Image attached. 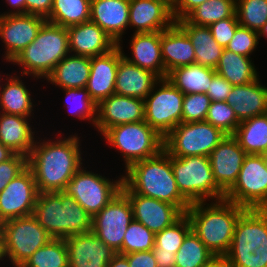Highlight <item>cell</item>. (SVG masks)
<instances>
[{
	"mask_svg": "<svg viewBox=\"0 0 267 267\" xmlns=\"http://www.w3.org/2000/svg\"><path fill=\"white\" fill-rule=\"evenodd\" d=\"M240 24L238 23L236 13L226 19L214 22L209 26L214 40L224 49L229 44L230 40L233 38L236 28Z\"/></svg>",
	"mask_w": 267,
	"mask_h": 267,
	"instance_id": "cell-48",
	"label": "cell"
},
{
	"mask_svg": "<svg viewBox=\"0 0 267 267\" xmlns=\"http://www.w3.org/2000/svg\"><path fill=\"white\" fill-rule=\"evenodd\" d=\"M238 23L259 32L267 22V0H236Z\"/></svg>",
	"mask_w": 267,
	"mask_h": 267,
	"instance_id": "cell-41",
	"label": "cell"
},
{
	"mask_svg": "<svg viewBox=\"0 0 267 267\" xmlns=\"http://www.w3.org/2000/svg\"><path fill=\"white\" fill-rule=\"evenodd\" d=\"M81 167L67 183L63 192L72 196L93 217L100 212L120 191L123 175L116 180Z\"/></svg>",
	"mask_w": 267,
	"mask_h": 267,
	"instance_id": "cell-12",
	"label": "cell"
},
{
	"mask_svg": "<svg viewBox=\"0 0 267 267\" xmlns=\"http://www.w3.org/2000/svg\"><path fill=\"white\" fill-rule=\"evenodd\" d=\"M68 54L67 27L45 22L36 38L12 61L22 67L21 76H33L45 80L55 66Z\"/></svg>",
	"mask_w": 267,
	"mask_h": 267,
	"instance_id": "cell-5",
	"label": "cell"
},
{
	"mask_svg": "<svg viewBox=\"0 0 267 267\" xmlns=\"http://www.w3.org/2000/svg\"><path fill=\"white\" fill-rule=\"evenodd\" d=\"M156 259L157 267H175L176 253L175 252H153Z\"/></svg>",
	"mask_w": 267,
	"mask_h": 267,
	"instance_id": "cell-53",
	"label": "cell"
},
{
	"mask_svg": "<svg viewBox=\"0 0 267 267\" xmlns=\"http://www.w3.org/2000/svg\"><path fill=\"white\" fill-rule=\"evenodd\" d=\"M264 160H265V163H266V166H267V153L264 154Z\"/></svg>",
	"mask_w": 267,
	"mask_h": 267,
	"instance_id": "cell-60",
	"label": "cell"
},
{
	"mask_svg": "<svg viewBox=\"0 0 267 267\" xmlns=\"http://www.w3.org/2000/svg\"><path fill=\"white\" fill-rule=\"evenodd\" d=\"M21 267H69L65 239L52 238L38 248Z\"/></svg>",
	"mask_w": 267,
	"mask_h": 267,
	"instance_id": "cell-38",
	"label": "cell"
},
{
	"mask_svg": "<svg viewBox=\"0 0 267 267\" xmlns=\"http://www.w3.org/2000/svg\"><path fill=\"white\" fill-rule=\"evenodd\" d=\"M6 2L13 9L9 10L10 12L0 14V16L25 14V0H6Z\"/></svg>",
	"mask_w": 267,
	"mask_h": 267,
	"instance_id": "cell-54",
	"label": "cell"
},
{
	"mask_svg": "<svg viewBox=\"0 0 267 267\" xmlns=\"http://www.w3.org/2000/svg\"><path fill=\"white\" fill-rule=\"evenodd\" d=\"M47 20L32 14L0 16V39L4 43V59L12 62L36 38Z\"/></svg>",
	"mask_w": 267,
	"mask_h": 267,
	"instance_id": "cell-16",
	"label": "cell"
},
{
	"mask_svg": "<svg viewBox=\"0 0 267 267\" xmlns=\"http://www.w3.org/2000/svg\"><path fill=\"white\" fill-rule=\"evenodd\" d=\"M129 262V267H157L152 250L124 254Z\"/></svg>",
	"mask_w": 267,
	"mask_h": 267,
	"instance_id": "cell-51",
	"label": "cell"
},
{
	"mask_svg": "<svg viewBox=\"0 0 267 267\" xmlns=\"http://www.w3.org/2000/svg\"><path fill=\"white\" fill-rule=\"evenodd\" d=\"M205 121L221 129L227 135H233L240 124L232 106L226 101H212Z\"/></svg>",
	"mask_w": 267,
	"mask_h": 267,
	"instance_id": "cell-44",
	"label": "cell"
},
{
	"mask_svg": "<svg viewBox=\"0 0 267 267\" xmlns=\"http://www.w3.org/2000/svg\"><path fill=\"white\" fill-rule=\"evenodd\" d=\"M134 220L128 196L121 190L100 212L92 217V232L118 252L124 235Z\"/></svg>",
	"mask_w": 267,
	"mask_h": 267,
	"instance_id": "cell-14",
	"label": "cell"
},
{
	"mask_svg": "<svg viewBox=\"0 0 267 267\" xmlns=\"http://www.w3.org/2000/svg\"><path fill=\"white\" fill-rule=\"evenodd\" d=\"M204 267H234L226 255L213 256Z\"/></svg>",
	"mask_w": 267,
	"mask_h": 267,
	"instance_id": "cell-55",
	"label": "cell"
},
{
	"mask_svg": "<svg viewBox=\"0 0 267 267\" xmlns=\"http://www.w3.org/2000/svg\"><path fill=\"white\" fill-rule=\"evenodd\" d=\"M259 39L257 31L239 25L226 49L236 54L250 57L253 51L257 48Z\"/></svg>",
	"mask_w": 267,
	"mask_h": 267,
	"instance_id": "cell-46",
	"label": "cell"
},
{
	"mask_svg": "<svg viewBox=\"0 0 267 267\" xmlns=\"http://www.w3.org/2000/svg\"><path fill=\"white\" fill-rule=\"evenodd\" d=\"M52 237L33 216L13 218L1 223L2 257L13 267H21L38 249Z\"/></svg>",
	"mask_w": 267,
	"mask_h": 267,
	"instance_id": "cell-9",
	"label": "cell"
},
{
	"mask_svg": "<svg viewBox=\"0 0 267 267\" xmlns=\"http://www.w3.org/2000/svg\"><path fill=\"white\" fill-rule=\"evenodd\" d=\"M122 57L119 45L105 54L90 57V75L85 89L96 104L115 93L117 68Z\"/></svg>",
	"mask_w": 267,
	"mask_h": 267,
	"instance_id": "cell-22",
	"label": "cell"
},
{
	"mask_svg": "<svg viewBox=\"0 0 267 267\" xmlns=\"http://www.w3.org/2000/svg\"><path fill=\"white\" fill-rule=\"evenodd\" d=\"M33 216L54 239H65L92 230V217L63 191L39 193Z\"/></svg>",
	"mask_w": 267,
	"mask_h": 267,
	"instance_id": "cell-4",
	"label": "cell"
},
{
	"mask_svg": "<svg viewBox=\"0 0 267 267\" xmlns=\"http://www.w3.org/2000/svg\"><path fill=\"white\" fill-rule=\"evenodd\" d=\"M107 267H129V262L124 254L116 253Z\"/></svg>",
	"mask_w": 267,
	"mask_h": 267,
	"instance_id": "cell-56",
	"label": "cell"
},
{
	"mask_svg": "<svg viewBox=\"0 0 267 267\" xmlns=\"http://www.w3.org/2000/svg\"><path fill=\"white\" fill-rule=\"evenodd\" d=\"M161 56L165 66V78L173 69L195 63L193 45L176 23L161 31Z\"/></svg>",
	"mask_w": 267,
	"mask_h": 267,
	"instance_id": "cell-27",
	"label": "cell"
},
{
	"mask_svg": "<svg viewBox=\"0 0 267 267\" xmlns=\"http://www.w3.org/2000/svg\"><path fill=\"white\" fill-rule=\"evenodd\" d=\"M246 155L233 135H226L210 153L214 179L225 193L236 182Z\"/></svg>",
	"mask_w": 267,
	"mask_h": 267,
	"instance_id": "cell-19",
	"label": "cell"
},
{
	"mask_svg": "<svg viewBox=\"0 0 267 267\" xmlns=\"http://www.w3.org/2000/svg\"><path fill=\"white\" fill-rule=\"evenodd\" d=\"M91 0H53L47 22L69 27L90 21Z\"/></svg>",
	"mask_w": 267,
	"mask_h": 267,
	"instance_id": "cell-36",
	"label": "cell"
},
{
	"mask_svg": "<svg viewBox=\"0 0 267 267\" xmlns=\"http://www.w3.org/2000/svg\"><path fill=\"white\" fill-rule=\"evenodd\" d=\"M232 87L233 85H231L228 80L216 73L212 77L211 84L206 94L211 101H226Z\"/></svg>",
	"mask_w": 267,
	"mask_h": 267,
	"instance_id": "cell-49",
	"label": "cell"
},
{
	"mask_svg": "<svg viewBox=\"0 0 267 267\" xmlns=\"http://www.w3.org/2000/svg\"><path fill=\"white\" fill-rule=\"evenodd\" d=\"M28 167V157L15 153L7 161L0 163V193L7 186L8 182L16 178Z\"/></svg>",
	"mask_w": 267,
	"mask_h": 267,
	"instance_id": "cell-47",
	"label": "cell"
},
{
	"mask_svg": "<svg viewBox=\"0 0 267 267\" xmlns=\"http://www.w3.org/2000/svg\"><path fill=\"white\" fill-rule=\"evenodd\" d=\"M15 153L0 142V163L10 159Z\"/></svg>",
	"mask_w": 267,
	"mask_h": 267,
	"instance_id": "cell-57",
	"label": "cell"
},
{
	"mask_svg": "<svg viewBox=\"0 0 267 267\" xmlns=\"http://www.w3.org/2000/svg\"><path fill=\"white\" fill-rule=\"evenodd\" d=\"M225 200L246 209H267V166L264 155L247 154Z\"/></svg>",
	"mask_w": 267,
	"mask_h": 267,
	"instance_id": "cell-13",
	"label": "cell"
},
{
	"mask_svg": "<svg viewBox=\"0 0 267 267\" xmlns=\"http://www.w3.org/2000/svg\"><path fill=\"white\" fill-rule=\"evenodd\" d=\"M213 256L199 237L190 231L176 253L175 267H204Z\"/></svg>",
	"mask_w": 267,
	"mask_h": 267,
	"instance_id": "cell-39",
	"label": "cell"
},
{
	"mask_svg": "<svg viewBox=\"0 0 267 267\" xmlns=\"http://www.w3.org/2000/svg\"><path fill=\"white\" fill-rule=\"evenodd\" d=\"M226 102L240 122L267 113V87L257 80L232 87Z\"/></svg>",
	"mask_w": 267,
	"mask_h": 267,
	"instance_id": "cell-26",
	"label": "cell"
},
{
	"mask_svg": "<svg viewBox=\"0 0 267 267\" xmlns=\"http://www.w3.org/2000/svg\"><path fill=\"white\" fill-rule=\"evenodd\" d=\"M211 99L204 93L185 94L182 104V122L205 121Z\"/></svg>",
	"mask_w": 267,
	"mask_h": 267,
	"instance_id": "cell-45",
	"label": "cell"
},
{
	"mask_svg": "<svg viewBox=\"0 0 267 267\" xmlns=\"http://www.w3.org/2000/svg\"><path fill=\"white\" fill-rule=\"evenodd\" d=\"M53 6V0H25V14H32L49 18Z\"/></svg>",
	"mask_w": 267,
	"mask_h": 267,
	"instance_id": "cell-50",
	"label": "cell"
},
{
	"mask_svg": "<svg viewBox=\"0 0 267 267\" xmlns=\"http://www.w3.org/2000/svg\"><path fill=\"white\" fill-rule=\"evenodd\" d=\"M7 74V82L0 86V112L6 114L20 115L23 117H31L34 115L32 94L25 86L20 76ZM32 99V100H31ZM34 106V107H33Z\"/></svg>",
	"mask_w": 267,
	"mask_h": 267,
	"instance_id": "cell-32",
	"label": "cell"
},
{
	"mask_svg": "<svg viewBox=\"0 0 267 267\" xmlns=\"http://www.w3.org/2000/svg\"><path fill=\"white\" fill-rule=\"evenodd\" d=\"M250 58L225 48L215 72L233 86L251 83L259 78V74Z\"/></svg>",
	"mask_w": 267,
	"mask_h": 267,
	"instance_id": "cell-34",
	"label": "cell"
},
{
	"mask_svg": "<svg viewBox=\"0 0 267 267\" xmlns=\"http://www.w3.org/2000/svg\"><path fill=\"white\" fill-rule=\"evenodd\" d=\"M159 79L153 72L138 67L123 56L117 68L115 93L144 100Z\"/></svg>",
	"mask_w": 267,
	"mask_h": 267,
	"instance_id": "cell-28",
	"label": "cell"
},
{
	"mask_svg": "<svg viewBox=\"0 0 267 267\" xmlns=\"http://www.w3.org/2000/svg\"><path fill=\"white\" fill-rule=\"evenodd\" d=\"M38 194L34 174L27 167L16 178L8 182L0 193V223L13 218L33 215Z\"/></svg>",
	"mask_w": 267,
	"mask_h": 267,
	"instance_id": "cell-15",
	"label": "cell"
},
{
	"mask_svg": "<svg viewBox=\"0 0 267 267\" xmlns=\"http://www.w3.org/2000/svg\"><path fill=\"white\" fill-rule=\"evenodd\" d=\"M155 245V234L142 223L133 220L126 230L122 248L117 252L128 254L152 250Z\"/></svg>",
	"mask_w": 267,
	"mask_h": 267,
	"instance_id": "cell-43",
	"label": "cell"
},
{
	"mask_svg": "<svg viewBox=\"0 0 267 267\" xmlns=\"http://www.w3.org/2000/svg\"><path fill=\"white\" fill-rule=\"evenodd\" d=\"M67 32L69 51L72 55L94 57L105 54L118 45L103 29L91 21L69 26Z\"/></svg>",
	"mask_w": 267,
	"mask_h": 267,
	"instance_id": "cell-23",
	"label": "cell"
},
{
	"mask_svg": "<svg viewBox=\"0 0 267 267\" xmlns=\"http://www.w3.org/2000/svg\"><path fill=\"white\" fill-rule=\"evenodd\" d=\"M245 210V207L223 199L210 204L192 203L185 214L190 221L191 231L216 256L228 252L236 222Z\"/></svg>",
	"mask_w": 267,
	"mask_h": 267,
	"instance_id": "cell-3",
	"label": "cell"
},
{
	"mask_svg": "<svg viewBox=\"0 0 267 267\" xmlns=\"http://www.w3.org/2000/svg\"><path fill=\"white\" fill-rule=\"evenodd\" d=\"M171 166L180 193L192 204L220 201L225 192L216 184L207 156H171Z\"/></svg>",
	"mask_w": 267,
	"mask_h": 267,
	"instance_id": "cell-7",
	"label": "cell"
},
{
	"mask_svg": "<svg viewBox=\"0 0 267 267\" xmlns=\"http://www.w3.org/2000/svg\"><path fill=\"white\" fill-rule=\"evenodd\" d=\"M29 117L0 112V142L14 153L29 156L35 144V131Z\"/></svg>",
	"mask_w": 267,
	"mask_h": 267,
	"instance_id": "cell-29",
	"label": "cell"
},
{
	"mask_svg": "<svg viewBox=\"0 0 267 267\" xmlns=\"http://www.w3.org/2000/svg\"><path fill=\"white\" fill-rule=\"evenodd\" d=\"M226 256L234 267H267V209H246L239 216Z\"/></svg>",
	"mask_w": 267,
	"mask_h": 267,
	"instance_id": "cell-6",
	"label": "cell"
},
{
	"mask_svg": "<svg viewBox=\"0 0 267 267\" xmlns=\"http://www.w3.org/2000/svg\"><path fill=\"white\" fill-rule=\"evenodd\" d=\"M130 42L132 58L124 54L121 42L118 43L125 59L153 72L159 78H165V66L161 56V31L133 33Z\"/></svg>",
	"mask_w": 267,
	"mask_h": 267,
	"instance_id": "cell-25",
	"label": "cell"
},
{
	"mask_svg": "<svg viewBox=\"0 0 267 267\" xmlns=\"http://www.w3.org/2000/svg\"><path fill=\"white\" fill-rule=\"evenodd\" d=\"M183 98L168 78H160L144 99V121L164 138L182 122Z\"/></svg>",
	"mask_w": 267,
	"mask_h": 267,
	"instance_id": "cell-11",
	"label": "cell"
},
{
	"mask_svg": "<svg viewBox=\"0 0 267 267\" xmlns=\"http://www.w3.org/2000/svg\"><path fill=\"white\" fill-rule=\"evenodd\" d=\"M236 13V0H208L192 10L185 19L194 25L209 27Z\"/></svg>",
	"mask_w": 267,
	"mask_h": 267,
	"instance_id": "cell-37",
	"label": "cell"
},
{
	"mask_svg": "<svg viewBox=\"0 0 267 267\" xmlns=\"http://www.w3.org/2000/svg\"><path fill=\"white\" fill-rule=\"evenodd\" d=\"M78 134L35 144L28 156L39 193L64 191L73 175L83 166Z\"/></svg>",
	"mask_w": 267,
	"mask_h": 267,
	"instance_id": "cell-1",
	"label": "cell"
},
{
	"mask_svg": "<svg viewBox=\"0 0 267 267\" xmlns=\"http://www.w3.org/2000/svg\"><path fill=\"white\" fill-rule=\"evenodd\" d=\"M175 23L170 0H130L129 27L134 33L163 31Z\"/></svg>",
	"mask_w": 267,
	"mask_h": 267,
	"instance_id": "cell-20",
	"label": "cell"
},
{
	"mask_svg": "<svg viewBox=\"0 0 267 267\" xmlns=\"http://www.w3.org/2000/svg\"><path fill=\"white\" fill-rule=\"evenodd\" d=\"M141 121H144V100L114 93L97 104L94 127L103 135L113 126Z\"/></svg>",
	"mask_w": 267,
	"mask_h": 267,
	"instance_id": "cell-17",
	"label": "cell"
},
{
	"mask_svg": "<svg viewBox=\"0 0 267 267\" xmlns=\"http://www.w3.org/2000/svg\"><path fill=\"white\" fill-rule=\"evenodd\" d=\"M191 231V224L186 214L170 227L155 234L152 252H175L181 247L184 238Z\"/></svg>",
	"mask_w": 267,
	"mask_h": 267,
	"instance_id": "cell-40",
	"label": "cell"
},
{
	"mask_svg": "<svg viewBox=\"0 0 267 267\" xmlns=\"http://www.w3.org/2000/svg\"><path fill=\"white\" fill-rule=\"evenodd\" d=\"M129 4L130 0H91L90 21L118 44L129 26Z\"/></svg>",
	"mask_w": 267,
	"mask_h": 267,
	"instance_id": "cell-24",
	"label": "cell"
},
{
	"mask_svg": "<svg viewBox=\"0 0 267 267\" xmlns=\"http://www.w3.org/2000/svg\"><path fill=\"white\" fill-rule=\"evenodd\" d=\"M132 207L134 220L154 234L170 227L184 213L175 205L136 193H125Z\"/></svg>",
	"mask_w": 267,
	"mask_h": 267,
	"instance_id": "cell-18",
	"label": "cell"
},
{
	"mask_svg": "<svg viewBox=\"0 0 267 267\" xmlns=\"http://www.w3.org/2000/svg\"><path fill=\"white\" fill-rule=\"evenodd\" d=\"M69 267H107L117 253L92 231L65 238Z\"/></svg>",
	"mask_w": 267,
	"mask_h": 267,
	"instance_id": "cell-21",
	"label": "cell"
},
{
	"mask_svg": "<svg viewBox=\"0 0 267 267\" xmlns=\"http://www.w3.org/2000/svg\"><path fill=\"white\" fill-rule=\"evenodd\" d=\"M208 0H174L173 17L175 21L184 19L192 10Z\"/></svg>",
	"mask_w": 267,
	"mask_h": 267,
	"instance_id": "cell-52",
	"label": "cell"
},
{
	"mask_svg": "<svg viewBox=\"0 0 267 267\" xmlns=\"http://www.w3.org/2000/svg\"><path fill=\"white\" fill-rule=\"evenodd\" d=\"M103 137L111 147L119 150L125 170L132 163L156 156L164 149V138L145 121L113 126Z\"/></svg>",
	"mask_w": 267,
	"mask_h": 267,
	"instance_id": "cell-8",
	"label": "cell"
},
{
	"mask_svg": "<svg viewBox=\"0 0 267 267\" xmlns=\"http://www.w3.org/2000/svg\"><path fill=\"white\" fill-rule=\"evenodd\" d=\"M63 90L65 91V100L67 99L66 108L71 116L73 115L79 120H89L95 126L97 104L91 99L89 92L85 88H65Z\"/></svg>",
	"mask_w": 267,
	"mask_h": 267,
	"instance_id": "cell-42",
	"label": "cell"
},
{
	"mask_svg": "<svg viewBox=\"0 0 267 267\" xmlns=\"http://www.w3.org/2000/svg\"><path fill=\"white\" fill-rule=\"evenodd\" d=\"M175 23L189 37L195 51V63L215 69L224 48L214 40L210 28L191 24L185 18Z\"/></svg>",
	"mask_w": 267,
	"mask_h": 267,
	"instance_id": "cell-30",
	"label": "cell"
},
{
	"mask_svg": "<svg viewBox=\"0 0 267 267\" xmlns=\"http://www.w3.org/2000/svg\"><path fill=\"white\" fill-rule=\"evenodd\" d=\"M259 37H265L267 38V22L263 25V27L258 32Z\"/></svg>",
	"mask_w": 267,
	"mask_h": 267,
	"instance_id": "cell-58",
	"label": "cell"
},
{
	"mask_svg": "<svg viewBox=\"0 0 267 267\" xmlns=\"http://www.w3.org/2000/svg\"><path fill=\"white\" fill-rule=\"evenodd\" d=\"M90 75V57L68 54L47 76L46 81L61 89L85 88Z\"/></svg>",
	"mask_w": 267,
	"mask_h": 267,
	"instance_id": "cell-31",
	"label": "cell"
},
{
	"mask_svg": "<svg viewBox=\"0 0 267 267\" xmlns=\"http://www.w3.org/2000/svg\"><path fill=\"white\" fill-rule=\"evenodd\" d=\"M233 136L246 154L267 153V113L240 122Z\"/></svg>",
	"mask_w": 267,
	"mask_h": 267,
	"instance_id": "cell-35",
	"label": "cell"
},
{
	"mask_svg": "<svg viewBox=\"0 0 267 267\" xmlns=\"http://www.w3.org/2000/svg\"><path fill=\"white\" fill-rule=\"evenodd\" d=\"M215 74V69L194 63L173 69L168 73L167 78L184 95L193 93L206 94Z\"/></svg>",
	"mask_w": 267,
	"mask_h": 267,
	"instance_id": "cell-33",
	"label": "cell"
},
{
	"mask_svg": "<svg viewBox=\"0 0 267 267\" xmlns=\"http://www.w3.org/2000/svg\"><path fill=\"white\" fill-rule=\"evenodd\" d=\"M123 175L121 190L168 202L184 214L191 203L180 193L171 166V155L164 149L151 158L132 163Z\"/></svg>",
	"mask_w": 267,
	"mask_h": 267,
	"instance_id": "cell-2",
	"label": "cell"
},
{
	"mask_svg": "<svg viewBox=\"0 0 267 267\" xmlns=\"http://www.w3.org/2000/svg\"><path fill=\"white\" fill-rule=\"evenodd\" d=\"M0 261H3V257H2V242H1V226H0Z\"/></svg>",
	"mask_w": 267,
	"mask_h": 267,
	"instance_id": "cell-59",
	"label": "cell"
},
{
	"mask_svg": "<svg viewBox=\"0 0 267 267\" xmlns=\"http://www.w3.org/2000/svg\"><path fill=\"white\" fill-rule=\"evenodd\" d=\"M226 135L207 121L181 122L164 137V150L173 157H209Z\"/></svg>",
	"mask_w": 267,
	"mask_h": 267,
	"instance_id": "cell-10",
	"label": "cell"
}]
</instances>
